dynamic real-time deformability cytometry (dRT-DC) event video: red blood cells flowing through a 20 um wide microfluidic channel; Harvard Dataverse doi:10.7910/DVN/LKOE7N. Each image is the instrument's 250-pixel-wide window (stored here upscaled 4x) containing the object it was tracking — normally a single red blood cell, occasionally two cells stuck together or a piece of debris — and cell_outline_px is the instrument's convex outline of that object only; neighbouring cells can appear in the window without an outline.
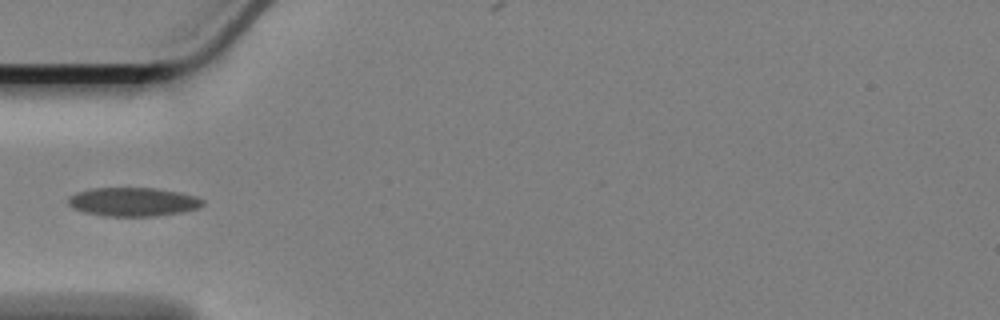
{"species": "Egyptian fruit bat (a non-hibernating species)", "species_latin": "Rousettus aegyptiacus", "temperature_condition": "cold", "stored_images_in_passage": 5, "camera_frame_rate_fps": 3000, "um_per_image_px": 0.085, "animal": {"sex": "female"}, "frame": {"image": 1, "passage_image": 1, "time_ms": 0.0, "image_size_px": [1000, 320], "cell_outline_px": [[204, 204], [196, 208], [180, 212], [156, 216], [104, 216], [84, 212], [72, 208], [68, 204], [68, 196], [76, 192], [92, 188], [156, 188], [180, 192], [196, 196], [204, 200]], "centroid_in_image_um": [11.28, 17.15], "position_along_channel_um": 73.7, "area_um2": 22.6}}